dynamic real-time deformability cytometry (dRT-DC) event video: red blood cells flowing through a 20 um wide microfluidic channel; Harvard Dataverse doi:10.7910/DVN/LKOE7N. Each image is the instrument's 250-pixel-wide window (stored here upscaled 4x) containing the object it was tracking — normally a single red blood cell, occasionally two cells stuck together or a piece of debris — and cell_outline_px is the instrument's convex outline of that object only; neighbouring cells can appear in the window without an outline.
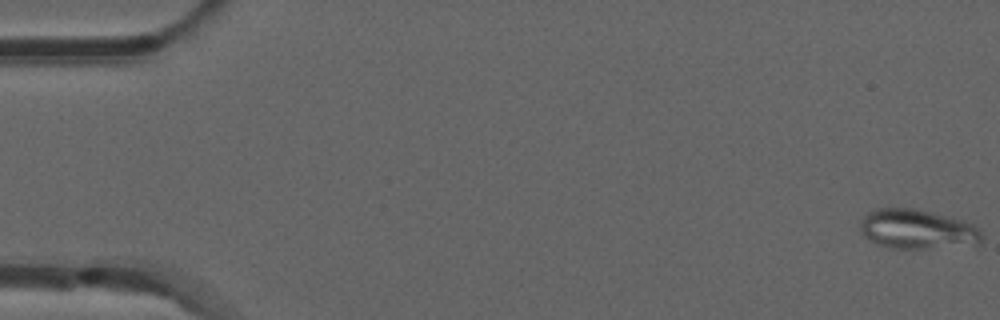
{"species": "common noctule bat (a hibernating species)", "species_latin": "Nyctalus noctula", "temperature_condition": "room temperature", "stored_images_in_passage": 15, "camera_frame_rate_fps": 3000, "um_per_image_px": 0.085, "animal": {"sex": "male", "forearm_length_mm": 52.5}, "frame": {"image": 1, "passage_image": 1, "time_ms": 0.0, "image_size_px": [1000, 320], "cell_outline_px": [[984, 240], [980, 244], [924, 248], [892, 248], [868, 240], [860, 232], [860, 220], [868, 212], [876, 208], [912, 208], [964, 220], [980, 228], [984, 236]], "centroid_in_image_um": [77.98, 19.48], "position_along_channel_um": 7.0, "area_um2": 28.09}}